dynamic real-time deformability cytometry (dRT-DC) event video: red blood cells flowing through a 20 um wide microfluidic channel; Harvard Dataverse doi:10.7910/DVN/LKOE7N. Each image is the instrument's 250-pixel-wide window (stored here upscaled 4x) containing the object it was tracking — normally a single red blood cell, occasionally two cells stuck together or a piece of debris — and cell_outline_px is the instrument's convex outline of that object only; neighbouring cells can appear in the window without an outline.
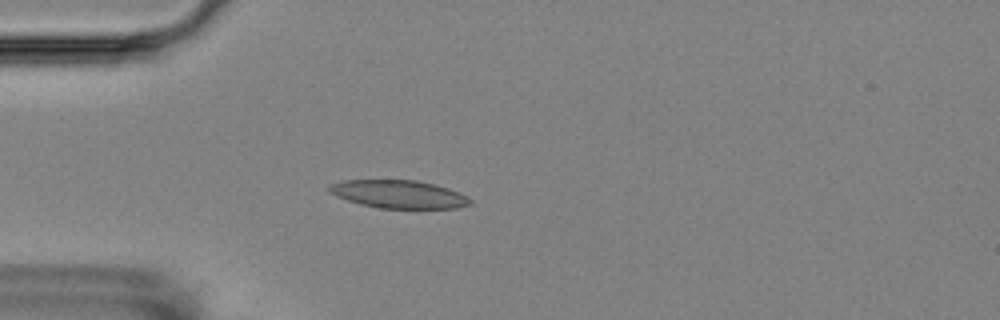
{"species": "Egyptian fruit bat (a non-hibernating species)", "species_latin": "Rousettus aegyptiacus", "temperature_condition": "room temperature", "stored_images_in_passage": 4, "camera_frame_rate_fps": 3000, "um_per_image_px": 0.085, "animal": {"sex": "female"}, "frame": {"image": 1, "passage_image": 3, "time_ms": 3.333, "image_size_px": [1000, 320], "cell_outline_px": [[472, 204], [456, 208], [380, 208], [360, 204], [336, 196], [328, 192], [328, 184], [340, 180], [416, 180], [436, 184], [448, 188], [468, 196], [472, 200]], "centroid_in_image_um": [33.88, 16.5], "position_along_channel_um": 51.1, "area_um2": 23.18}}